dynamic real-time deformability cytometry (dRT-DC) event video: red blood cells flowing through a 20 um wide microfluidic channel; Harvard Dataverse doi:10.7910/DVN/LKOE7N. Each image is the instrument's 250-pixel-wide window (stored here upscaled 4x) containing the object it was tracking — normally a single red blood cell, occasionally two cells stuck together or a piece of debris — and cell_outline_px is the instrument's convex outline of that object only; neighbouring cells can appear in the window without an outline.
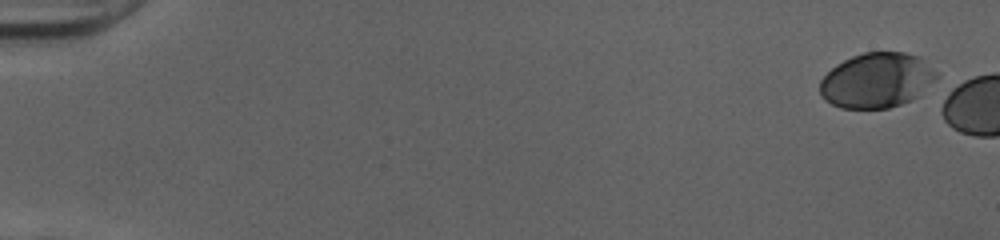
{"species": "human", "species_latin": "Homo sapiens", "temperature_condition": "cold", "stored_images_in_passage": 5, "camera_frame_rate_fps": 3000, "um_per_image_px": 0.085, "donor": {"sex": "female"}, "frame": {"image": 1, "passage_image": 1, "time_ms": 0.0, "image_size_px": [1000, 240], "cell_outline_px": [[940, 80], [920, 96], [912, 100], [888, 108], [840, 108], [824, 100], [820, 96], [820, 80], [836, 64], [852, 56], [864, 52], [904, 52], [920, 56], [940, 72]], "centroid_in_image_um": [74.62, 6.82], "position_along_channel_um": 10.4, "area_um2": 38.26}}